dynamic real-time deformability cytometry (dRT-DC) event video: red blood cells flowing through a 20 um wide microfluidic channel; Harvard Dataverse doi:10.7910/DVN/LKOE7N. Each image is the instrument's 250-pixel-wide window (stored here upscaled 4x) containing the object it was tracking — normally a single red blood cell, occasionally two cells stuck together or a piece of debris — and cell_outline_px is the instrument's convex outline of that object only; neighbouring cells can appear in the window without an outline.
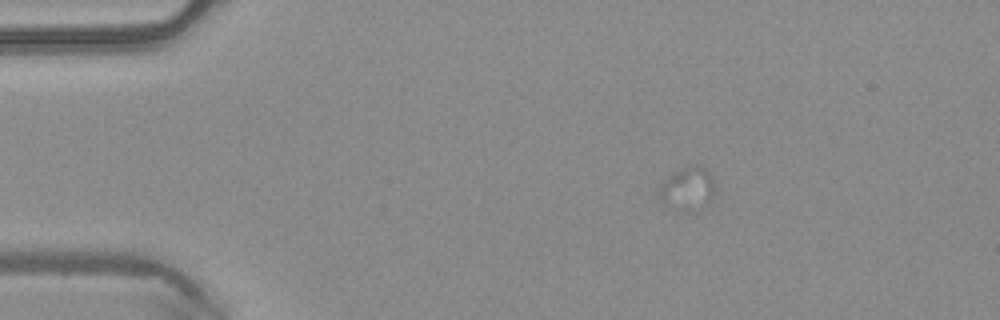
{"species": "common noctule bat (a hibernating species)", "species_latin": "Nyctalus noctula", "temperature_condition": "warm", "stored_images_in_passage": 21, "camera_frame_rate_fps": 3000, "um_per_image_px": 0.085, "animal": {"sex": "male", "body_mass_g": 20.4}, "frame": {"image": 1, "passage_image": 1, "time_ms": 0.0, "image_size_px": [1000, 320], "cell_outline_px": [[716, 188], [712, 196], [708, 200], [664, 200], [660, 196], [660, 188], [680, 168], [696, 164], [704, 168], [712, 176]], "centroid_in_image_um": [58.57, 15.72], "position_along_channel_um": 26.4, "area_um2": 10.87}}
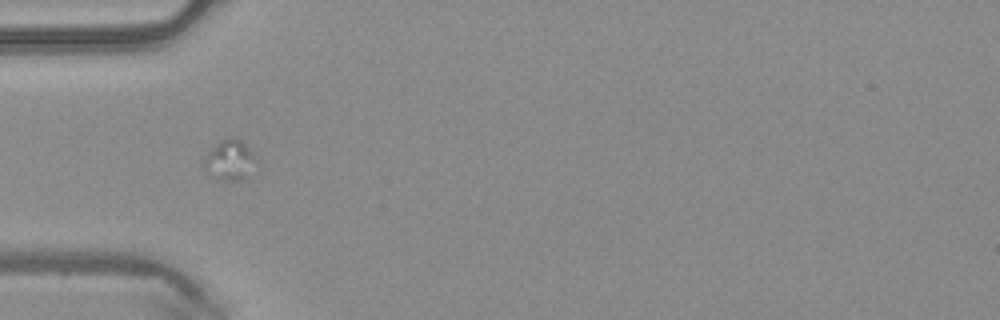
{"frame": {"image": 2, "passage_image": 9, "time_ms": 2.667, "image_size_px": [1000, 320], "cell_outline_px": [[256, 160], [244, 180], [224, 180], [208, 176], [204, 164], [204, 160], [208, 152], [224, 136], [236, 136], [252, 152]], "centroid_in_image_um": [19.49, 13.58], "position_along_channel_um": 65.5, "area_um2": 12.14}}
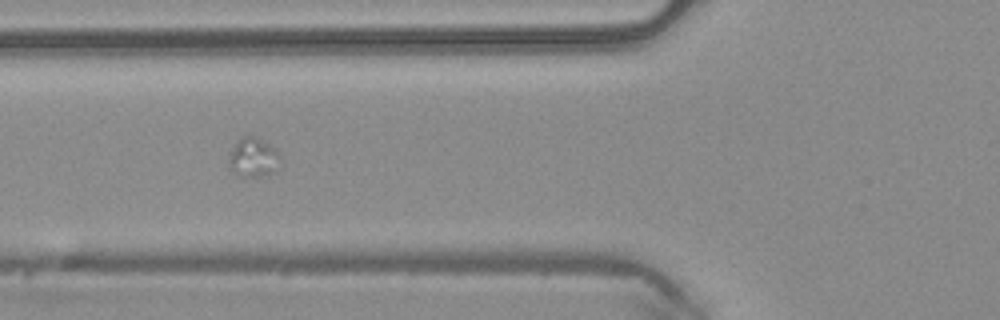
{"frame": {"image": 3, "passage_image": 12, "time_ms": 3.667, "image_size_px": [1000, 320], "cell_outline_px": [[280, 168], [276, 172], [260, 176], [236, 176], [232, 172], [228, 164], [228, 156], [236, 140], [240, 136], [252, 136], [268, 144], [280, 156]], "centroid_in_image_um": [21.49, 13.41], "position_along_channel_um": 104.3, "area_um2": 11.91}}